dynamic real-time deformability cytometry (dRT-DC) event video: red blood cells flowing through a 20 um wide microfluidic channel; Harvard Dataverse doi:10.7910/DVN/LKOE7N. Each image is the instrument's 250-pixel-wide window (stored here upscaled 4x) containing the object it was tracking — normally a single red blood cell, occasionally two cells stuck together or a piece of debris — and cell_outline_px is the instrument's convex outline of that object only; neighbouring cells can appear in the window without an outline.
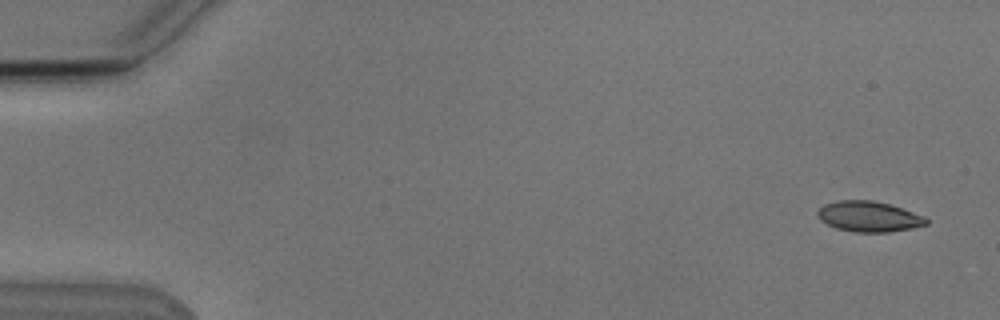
{"species": "Egyptian fruit bat (a non-hibernating species)", "species_latin": "Rousettus aegyptiacus", "temperature_condition": "cold", "stored_images_in_passage": 5, "segment_of_instrument_passage": [1, 2], "camera_frame_rate_fps": 3000, "um_per_image_px": 0.085, "animal": {"sex": "male"}, "frame": {"image": 1, "passage_image": 1, "time_ms": 0.0, "image_size_px": [1000, 320], "cell_outline_px": [[928, 224], [912, 228], [888, 232], [856, 232], [836, 228], [820, 220], [816, 212], [824, 204], [836, 200], [872, 200], [888, 204], [924, 216], [928, 220]], "centroid_in_image_um": [73.83, 18.4], "position_along_channel_um": 11.2, "area_um2": 19.19}}